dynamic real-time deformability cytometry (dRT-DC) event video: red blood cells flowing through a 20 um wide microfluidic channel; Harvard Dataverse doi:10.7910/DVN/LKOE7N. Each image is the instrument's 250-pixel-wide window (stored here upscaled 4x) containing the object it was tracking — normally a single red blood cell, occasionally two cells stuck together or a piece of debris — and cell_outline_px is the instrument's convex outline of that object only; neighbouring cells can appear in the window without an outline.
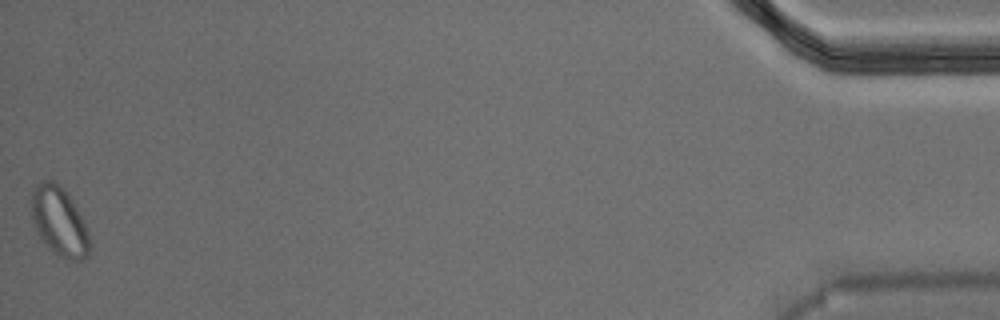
{"species": "Egyptian fruit bat (a non-hibernating species)", "species_latin": "Rousettus aegyptiacus", "temperature_condition": "warm", "stored_images_in_passage": 48, "segment_of_instrument_passage": [2, 2], "camera_frame_rate_fps": 3000, "um_per_image_px": 0.085, "animal": {"sex": "male"}, "frame": {"image": 1, "passage_image": 48, "time_ms": 15.667, "image_size_px": [1000, 320], "cell_outline_px": [[92, 244], [88, 256], [80, 260], [68, 260], [52, 252], [48, 248], [36, 232], [32, 220], [32, 188], [36, 184], [44, 180], [52, 180], [64, 188], [72, 200], [88, 232]], "centroid_in_image_um": [5.03, 18.84], "position_along_channel_um": 430.2, "area_um2": 23.52}}